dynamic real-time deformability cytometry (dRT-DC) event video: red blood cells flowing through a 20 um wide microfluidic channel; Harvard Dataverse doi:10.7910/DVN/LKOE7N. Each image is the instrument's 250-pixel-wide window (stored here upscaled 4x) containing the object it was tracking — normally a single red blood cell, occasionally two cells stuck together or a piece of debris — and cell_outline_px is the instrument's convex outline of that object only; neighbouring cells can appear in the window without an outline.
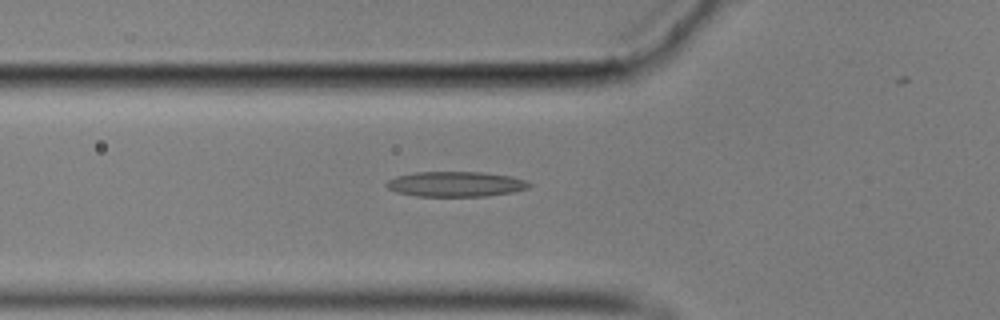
{"species": "common noctule bat (a hibernating species)", "species_latin": "Nyctalus noctula", "temperature_condition": "cold", "stored_images_in_passage": 39, "camera_frame_rate_fps": 3000, "um_per_image_px": 0.085, "animal": {"sex": "male", "body_mass_g": 17.9}, "frame": {"image": 1, "passage_image": 4, "time_ms": 1.0, "image_size_px": [1000, 320], "cell_outline_px": [[532, 184], [528, 188], [512, 192], [488, 196], [416, 196], [396, 192], [388, 188], [384, 184], [388, 180], [396, 176], [416, 172], [484, 172], [512, 176], [524, 180]], "centroid_in_image_um": [38.72, 15.64], "position_along_channel_um": 87.1, "area_um2": 20.98}}
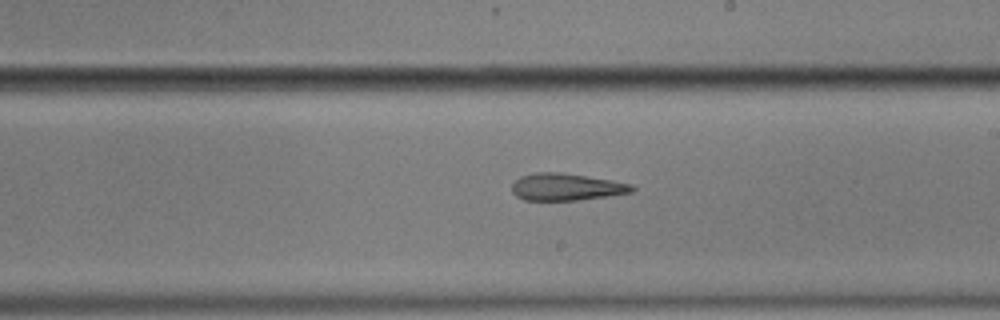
{"frame": {"image": 2, "passage_image": 17, "time_ms": 5.333, "image_size_px": [1000, 320], "cell_outline_px": [[636, 188], [632, 192], [608, 196], [576, 200], [524, 200], [516, 196], [512, 192], [512, 184], [520, 176], [536, 172], [560, 172], [612, 180], [632, 184]], "centroid_in_image_um": [48.13, 15.89], "position_along_channel_um": 240.9, "area_um2": 18.96}}
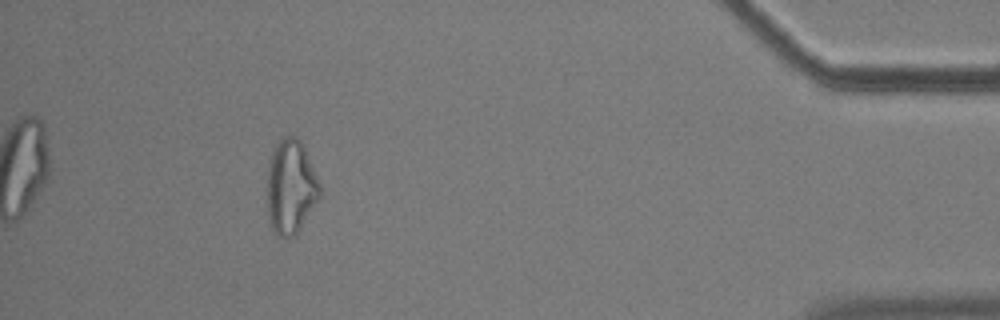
{"frame": {"image": 3, "passage_image": 36, "time_ms": 11.667, "image_size_px": [1000, 320], "cell_outline_px": [[320, 196], [296, 232], [288, 240], [284, 240], [272, 232], [268, 212], [268, 164], [272, 152], [276, 144], [284, 136], [296, 136], [300, 140], [304, 148], [320, 184]], "centroid_in_image_um": [24.69, 15.9], "position_along_channel_um": 410.5, "area_um2": 28.5}, "authors_computed_cell_mechanics": {"area_um2": 19.9988, "velocity_mm_per_s": 3.5327, "shape_relaxation_time_tau1_ms": null, "shape_relaxation_time_tau2_ms": 4.9136, "deformation_change_tau1": null, "deformation_change_tau2": 0.1835}}